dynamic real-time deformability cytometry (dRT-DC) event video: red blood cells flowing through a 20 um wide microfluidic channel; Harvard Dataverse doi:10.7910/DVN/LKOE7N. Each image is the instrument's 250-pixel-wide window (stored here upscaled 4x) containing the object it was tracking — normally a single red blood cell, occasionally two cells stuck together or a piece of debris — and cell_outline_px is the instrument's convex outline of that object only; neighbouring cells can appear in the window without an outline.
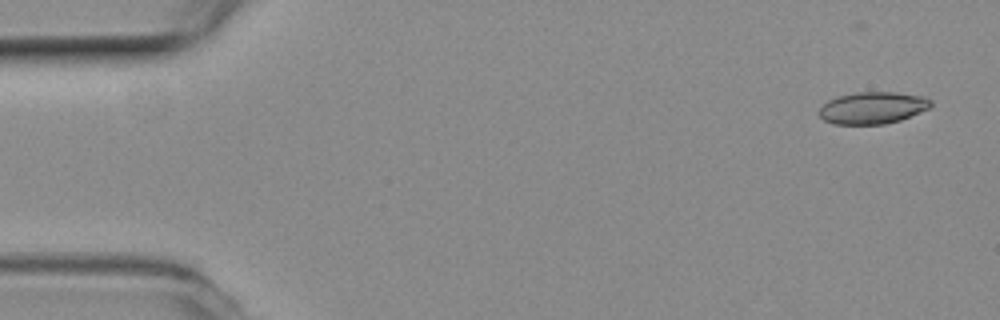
{"species": "common noctule bat (a hibernating species)", "species_latin": "Nyctalus noctula", "temperature_condition": "room temperature", "stored_images_in_passage": 2, "camera_frame_rate_fps": 3000, "um_per_image_px": 0.085, "animal": {"sex": "female", "body_mass_g": 19.3, "forearm_length_mm": 54.1}, "frame": {"image": 1, "passage_image": 2, "time_ms": 0.333, "image_size_px": [1000, 320], "cell_outline_px": [[932, 104], [928, 108], [900, 120], [884, 124], [832, 124], [824, 120], [820, 116], [820, 108], [828, 100], [840, 96], [856, 92], [896, 92], [924, 96], [932, 100]], "centroid_in_image_um": [74.18, 9.16], "position_along_channel_um": 10.8, "area_um2": 20.63}}